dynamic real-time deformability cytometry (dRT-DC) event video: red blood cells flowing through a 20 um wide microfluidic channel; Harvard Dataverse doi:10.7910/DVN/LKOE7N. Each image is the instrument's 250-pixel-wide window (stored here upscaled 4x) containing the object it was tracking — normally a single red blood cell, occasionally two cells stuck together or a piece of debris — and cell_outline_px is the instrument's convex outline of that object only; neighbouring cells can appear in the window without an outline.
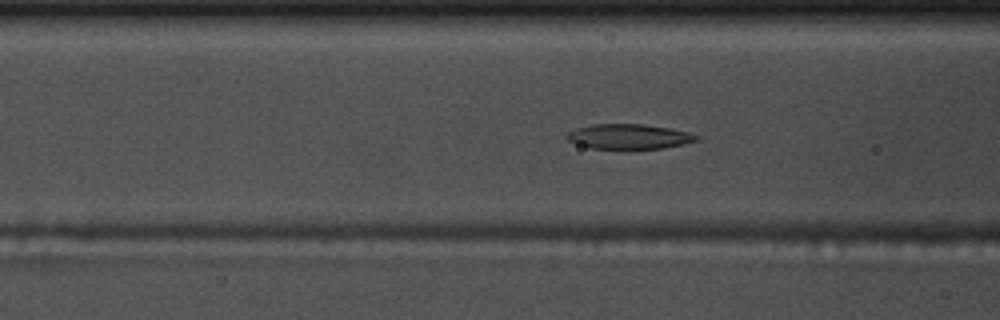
{"species": "common noctule bat (a hibernating species)", "species_latin": "Nyctalus noctula", "temperature_condition": "warm", "stored_images_in_passage": 55, "camera_frame_rate_fps": 3000, "um_per_image_px": 0.085, "animal": {"sex": "male", "body_mass_g": 17.5, "forearm_length_mm": 52.3}, "frame": {"image": 1, "passage_image": 21, "time_ms": 6.667, "image_size_px": [1000, 320], "cell_outline_px": [[700, 140], [684, 144], [664, 148], [592, 148], [576, 144], [568, 140], [564, 136], [568, 132], [576, 128], [592, 124], [644, 124], [668, 128], [688, 132], [700, 136]], "centroid_in_image_um": [53.46, 11.6], "position_along_channel_um": 113.1, "area_um2": 18.79}}
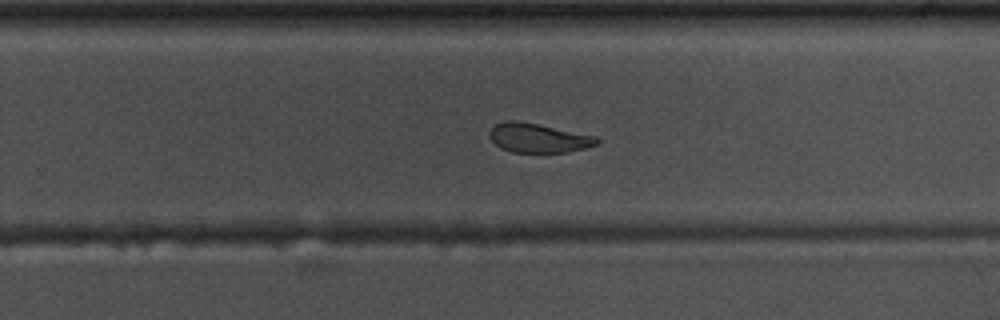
{"frame": {"image": 2, "passage_image": 35, "time_ms": 11.333, "image_size_px": [1000, 320], "cell_outline_px": [[600, 144], [568, 152], [512, 152], [500, 148], [488, 136], [488, 132], [496, 124], [504, 120], [516, 120], [596, 136], [600, 140]], "centroid_in_image_um": [45.74, 11.73], "position_along_channel_um": 284.1, "area_um2": 18.21}}
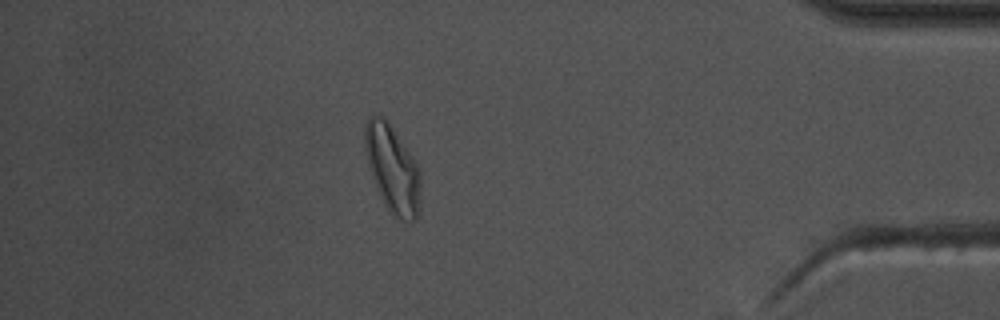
{"frame": {"image": 3, "passage_image": 48, "time_ms": 15.667, "image_size_px": [1000, 320], "cell_outline_px": [[420, 212], [416, 220], [400, 220], [384, 204], [376, 188], [368, 164], [364, 148], [364, 124], [368, 116], [376, 112], [392, 128], [416, 160], [420, 168]], "centroid_in_image_um": [33.36, 14.35], "position_along_channel_um": 401.8, "area_um2": 28.55}, "authors_computed_cell_mechanics": {"area_um2": 20.3456, "velocity_mm_per_s": 3.67, "shape_relaxation_time_tau1_ms": 7.8662, "shape_relaxation_time_tau2_ms": 5.0392, "deformation_change_tau1": 0.2144, "deformation_change_tau2": 0.0984}}